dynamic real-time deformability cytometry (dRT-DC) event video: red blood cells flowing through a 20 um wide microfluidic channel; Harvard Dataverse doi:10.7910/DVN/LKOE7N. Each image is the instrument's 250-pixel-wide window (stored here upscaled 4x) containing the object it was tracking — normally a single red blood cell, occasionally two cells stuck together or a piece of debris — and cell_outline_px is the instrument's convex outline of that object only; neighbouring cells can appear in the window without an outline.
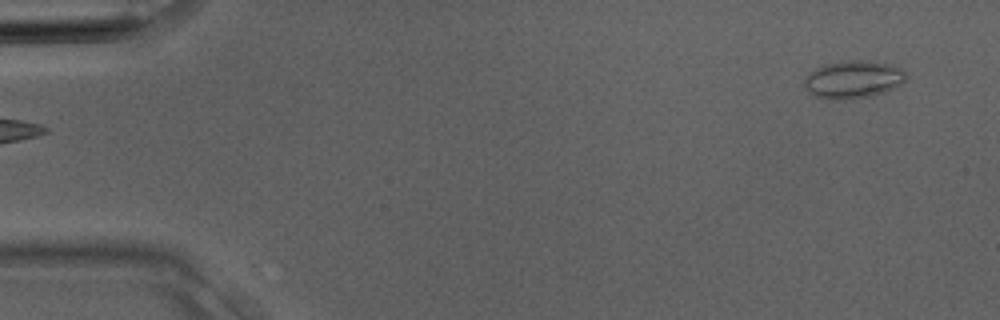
{"species": "Egyptian fruit bat (a non-hibernating species)", "species_latin": "Rousettus aegyptiacus", "temperature_condition": "room temperature", "stored_images_in_passage": 3, "camera_frame_rate_fps": 3000, "um_per_image_px": 0.085, "animal": {"sex": "male"}, "frame": {"image": 1, "passage_image": 3, "time_ms": 0.667, "image_size_px": [1000, 320], "cell_outline_px": [[908, 76], [900, 84], [884, 92], [872, 96], [852, 100], [824, 100], [812, 96], [804, 88], [804, 80], [816, 68], [824, 64], [852, 60], [868, 60], [888, 64], [904, 68], [908, 72]], "centroid_in_image_um": [72.52, 6.78], "position_along_channel_um": 12.5, "area_um2": 22.83}}